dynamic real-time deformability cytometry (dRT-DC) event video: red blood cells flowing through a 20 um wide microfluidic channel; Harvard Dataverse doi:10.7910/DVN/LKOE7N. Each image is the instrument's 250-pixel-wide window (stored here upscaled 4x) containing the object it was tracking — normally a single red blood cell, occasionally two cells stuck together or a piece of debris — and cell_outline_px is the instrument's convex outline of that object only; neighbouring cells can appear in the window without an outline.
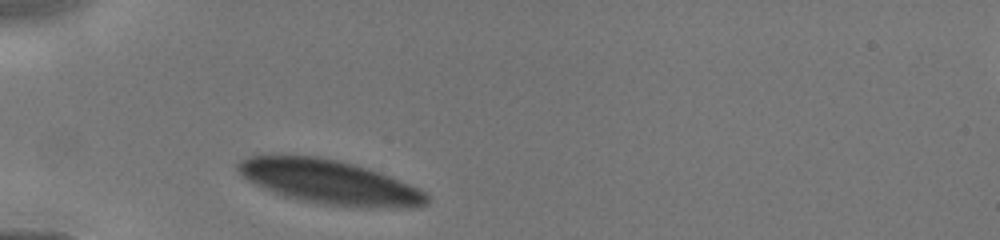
{"species": "human", "species_latin": "Homo sapiens", "temperature_condition": "cold", "stored_images_in_passage": 6, "camera_frame_rate_fps": 3000, "um_per_image_px": 0.085, "donor": {"sex": "male"}, "frame": {"image": 1, "passage_image": 1, "time_ms": 0.0, "image_size_px": [1000, 240], "cell_outline_px": [[428, 204], [420, 208], [364, 208], [324, 204], [284, 196], [264, 188], [240, 176], [236, 168], [236, 164], [240, 160], [248, 156], [268, 152], [280, 152], [320, 156], [356, 164], [420, 188], [428, 196]], "centroid_in_image_um": [27.95, 15.43], "position_along_channel_um": 57.1, "area_um2": 49.82}}
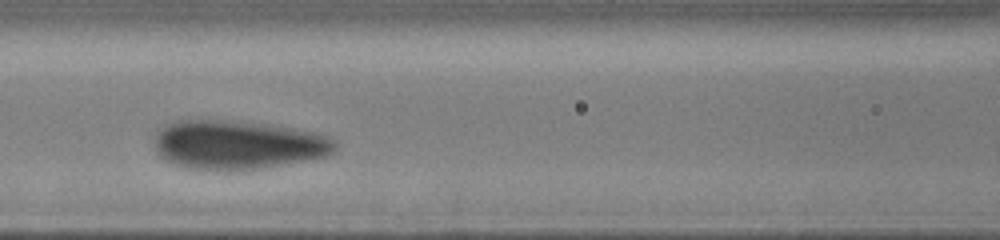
{"frame": {"image": 2, "passage_image": 4, "time_ms": 2.333, "image_size_px": [1000, 240], "cell_outline_px": [[336, 152], [332, 156], [260, 168], [188, 168], [172, 164], [160, 156], [156, 152], [156, 132], [164, 124], [172, 120], [224, 120], [268, 124], [320, 132], [336, 140]], "centroid_in_image_um": [20.27, 12.27], "position_along_channel_um": 146.3, "area_um2": 51.5}}
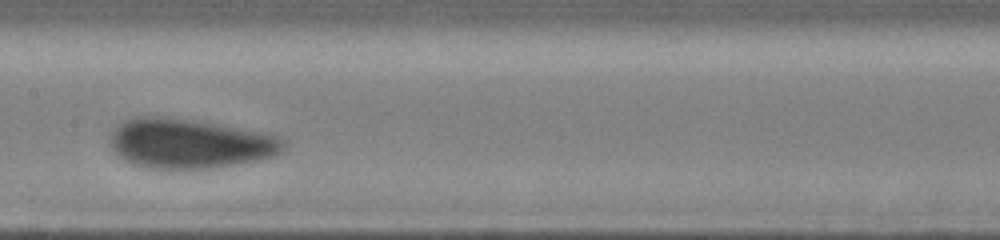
{"frame": {"image": 3, "passage_image": 5, "time_ms": 3.333, "image_size_px": [1000, 240], "cell_outline_px": [[284, 148], [280, 152], [272, 156], [256, 160], [220, 168], [144, 168], [132, 164], [124, 160], [108, 144], [108, 140], [112, 132], [124, 120], [136, 116], [168, 116], [204, 120], [272, 132], [280, 136], [284, 140]], "centroid_in_image_um": [16.17, 12.16], "position_along_channel_um": 191.2, "area_um2": 51.5}}